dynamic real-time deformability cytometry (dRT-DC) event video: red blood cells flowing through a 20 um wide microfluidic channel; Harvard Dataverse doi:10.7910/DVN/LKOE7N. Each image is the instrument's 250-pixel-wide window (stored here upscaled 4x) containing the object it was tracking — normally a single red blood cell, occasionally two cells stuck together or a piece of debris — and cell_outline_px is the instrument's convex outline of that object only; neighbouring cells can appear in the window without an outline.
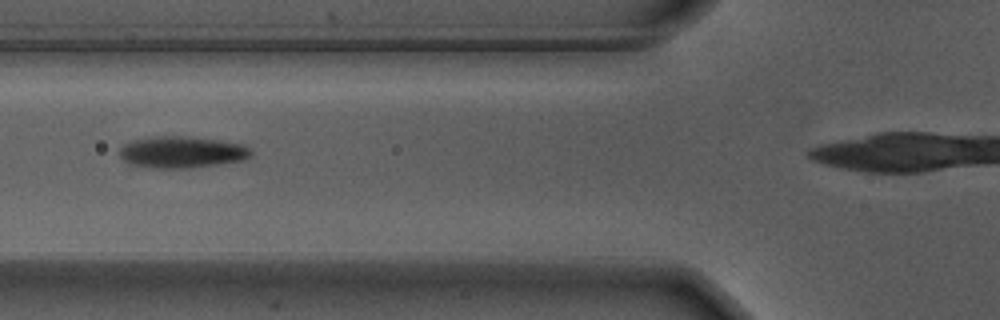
{"species": "Egyptian fruit bat (a non-hibernating species)", "species_latin": "Rousettus aegyptiacus", "temperature_condition": "warm", "stored_images_in_passage": 13, "camera_frame_rate_fps": 3000, "um_per_image_px": 0.085, "animal": {"sex": "male"}, "frame": {"image": 1, "passage_image": 10, "time_ms": 3.0, "image_size_px": [1000, 320], "cell_outline_px": [[252, 156], [248, 160], [188, 168], [152, 168], [128, 164], [120, 156], [120, 148], [124, 144], [136, 140], [160, 136], [176, 136], [216, 140], [244, 144], [252, 148]], "centroid_in_image_um": [15.52, 12.95], "position_along_channel_um": 110.3, "area_um2": 24.16}}